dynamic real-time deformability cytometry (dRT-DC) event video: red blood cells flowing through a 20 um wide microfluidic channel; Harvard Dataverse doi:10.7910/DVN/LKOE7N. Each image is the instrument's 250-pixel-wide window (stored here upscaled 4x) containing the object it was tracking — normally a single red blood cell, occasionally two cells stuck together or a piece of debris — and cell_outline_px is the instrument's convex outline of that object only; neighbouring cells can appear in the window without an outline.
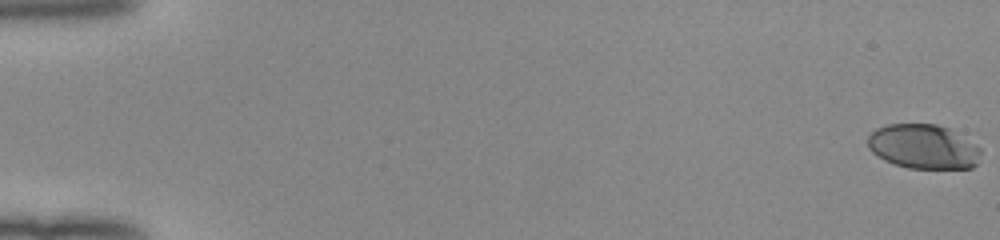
{"species": "human", "species_latin": "Homo sapiens", "temperature_condition": "room temperature", "stored_images_in_passage": 53, "camera_frame_rate_fps": 3000, "um_per_image_px": 0.085, "donor": {"sex": "female"}, "frame": {"image": 1, "passage_image": 1, "time_ms": 0.0, "image_size_px": [1000, 240], "cell_outline_px": [[980, 152], [976, 164], [972, 168], [908, 168], [884, 160], [872, 152], [868, 148], [868, 136], [876, 128], [888, 124], [936, 124], [948, 128], [980, 148]], "centroid_in_image_um": [78.44, 12.46], "position_along_channel_um": 6.6, "area_um2": 28.96}}
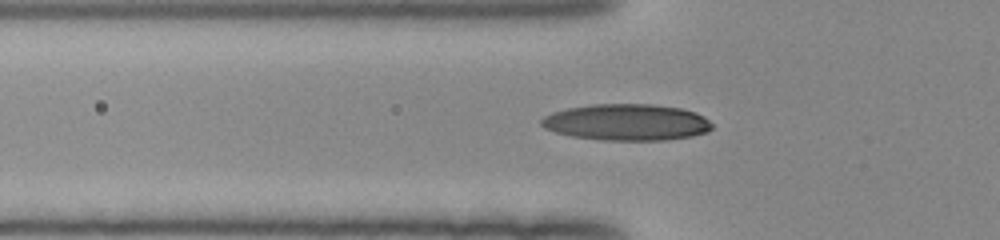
{"frame": {"image": 2, "passage_image": 20, "time_ms": 6.333, "image_size_px": [1000, 240], "cell_outline_px": [[712, 128], [708, 132], [692, 136], [668, 140], [604, 140], [572, 136], [556, 132], [544, 128], [540, 124], [540, 120], [544, 116], [552, 112], [568, 108], [592, 104], [652, 104], [680, 108], [696, 112], [704, 116], [712, 124]], "centroid_in_image_um": [53.28, 10.39], "position_along_channel_um": 72.5, "area_um2": 36.36}}
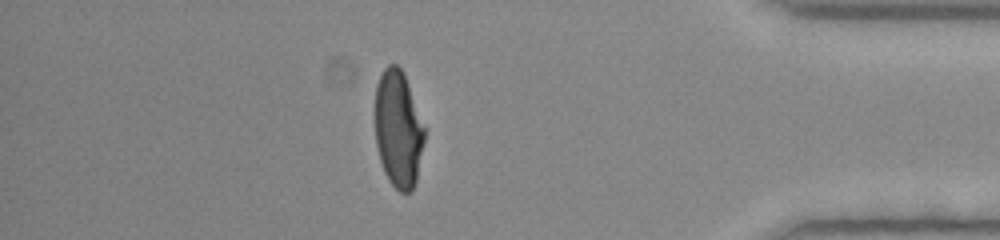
{"frame": {"image": 3, "passage_image": 47, "time_ms": 15.333, "image_size_px": [1000, 240], "cell_outline_px": [[424, 140], [416, 180], [412, 192], [400, 192], [388, 180], [384, 172], [380, 160], [376, 144], [376, 84], [384, 68], [388, 64], [396, 64], [404, 72], [424, 128]], "centroid_in_image_um": [33.84, 10.97], "position_along_channel_um": 401.4, "area_um2": 33.29}, "authors_computed_cell_mechanics": {"area_um2": 34.2176, "velocity_mm_per_s": 4.0177, "shape_relaxation_time_tau1_ms": 5.8359, "shape_relaxation_time_tau2_ms": 0.8084, "deformation_change_tau1": 0.2378, "deformation_change_tau2": 0.0677}}